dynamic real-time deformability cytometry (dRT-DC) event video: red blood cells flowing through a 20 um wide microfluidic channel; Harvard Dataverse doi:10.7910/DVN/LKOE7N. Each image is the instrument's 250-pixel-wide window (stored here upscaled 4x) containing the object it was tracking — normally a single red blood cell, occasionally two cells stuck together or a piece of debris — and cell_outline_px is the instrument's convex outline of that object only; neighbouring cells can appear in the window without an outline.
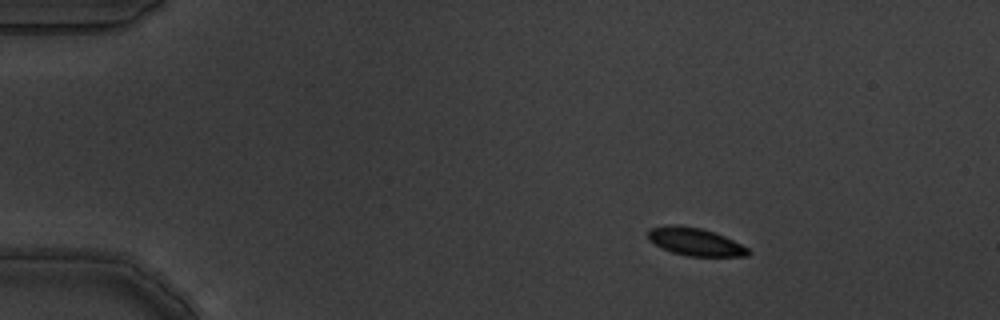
{"species": "common noctule bat (a hibernating species)", "species_latin": "Nyctalus noctula", "temperature_condition": "warm", "stored_images_in_passage": 6, "camera_frame_rate_fps": 3000, "um_per_image_px": 0.085, "animal": {"sex": "male", "body_mass_g": 19.5, "forearm_length_mm": 54.6}, "frame": {"image": 1, "passage_image": 1, "time_ms": 0.0, "image_size_px": [1000, 320], "cell_outline_px": [[752, 252], [748, 256], [688, 256], [672, 252], [648, 240], [648, 228], [668, 224], [676, 224], [700, 228], [724, 236], [748, 248]], "centroid_in_image_um": [59.07, 20.54], "position_along_channel_um": 25.9, "area_um2": 16.13}}
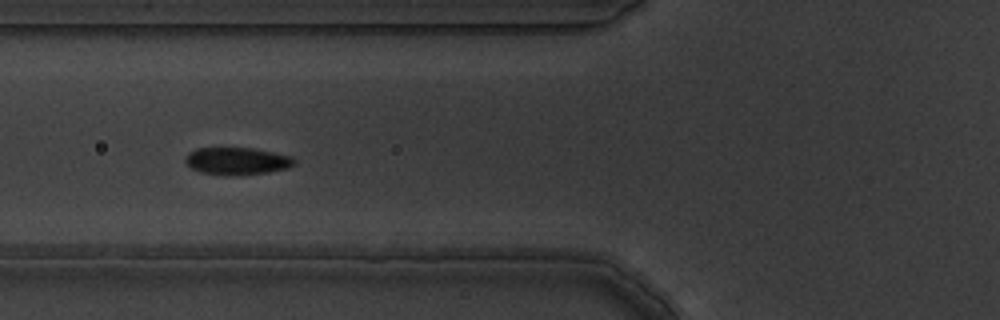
{"frame": {"image": 2, "passage_image": 5, "time_ms": 1.333, "image_size_px": [1000, 320], "cell_outline_px": [[296, 164], [288, 168], [268, 172], [200, 172], [192, 168], [184, 160], [188, 152], [196, 148], [252, 148], [292, 156], [296, 160]], "centroid_in_image_um": [20.18, 13.63], "position_along_channel_um": 105.6, "area_um2": 16.42}}
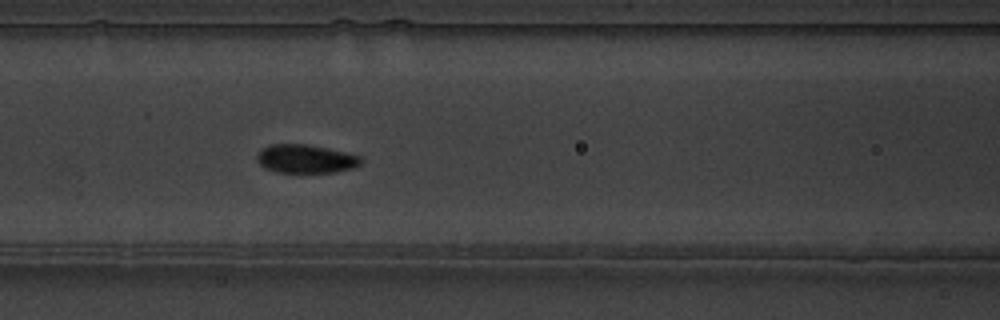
{"frame": {"image": 3, "passage_image": 6, "time_ms": 1.667, "image_size_px": [1000, 320], "cell_outline_px": [[364, 160], [360, 164], [352, 168], [336, 172], [276, 172], [264, 168], [256, 160], [256, 156], [260, 148], [268, 144], [304, 144], [328, 148], [360, 156]], "centroid_in_image_um": [25.94, 13.49], "position_along_channel_um": 140.7, "area_um2": 17.4}}